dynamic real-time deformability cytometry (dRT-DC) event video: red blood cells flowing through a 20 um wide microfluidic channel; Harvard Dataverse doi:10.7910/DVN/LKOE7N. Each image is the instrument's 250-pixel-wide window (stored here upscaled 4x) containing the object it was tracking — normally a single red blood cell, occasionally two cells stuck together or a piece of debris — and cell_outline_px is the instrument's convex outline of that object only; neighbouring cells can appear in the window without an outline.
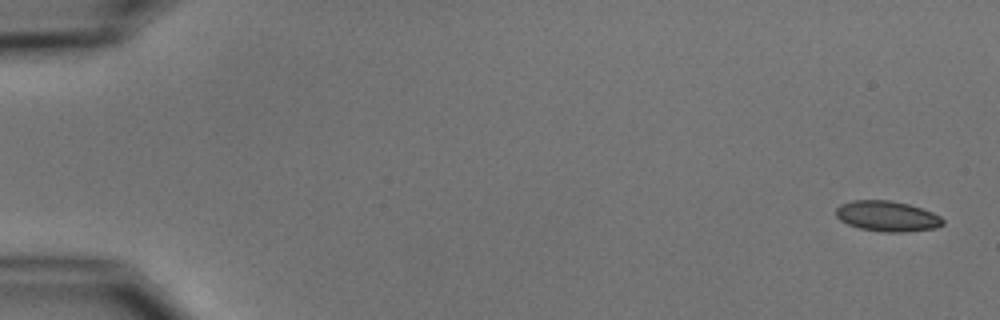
{"species": "common noctule bat (a hibernating species)", "species_latin": "Nyctalus noctula", "temperature_condition": "cold", "stored_images_in_passage": 8, "camera_frame_rate_fps": 3000, "um_per_image_px": 0.085, "animal": {"sex": "male", "body_mass_g": 15.6}, "frame": {"image": 1, "passage_image": 1, "time_ms": 0.0, "image_size_px": [1000, 320], "cell_outline_px": [[944, 224], [936, 228], [904, 232], [880, 232], [860, 228], [848, 224], [840, 220], [836, 216], [836, 208], [840, 204], [852, 200], [892, 200], [908, 204], [932, 212], [940, 216], [944, 220]], "centroid_in_image_um": [75.41, 18.37], "position_along_channel_um": 9.6, "area_um2": 19.07}}
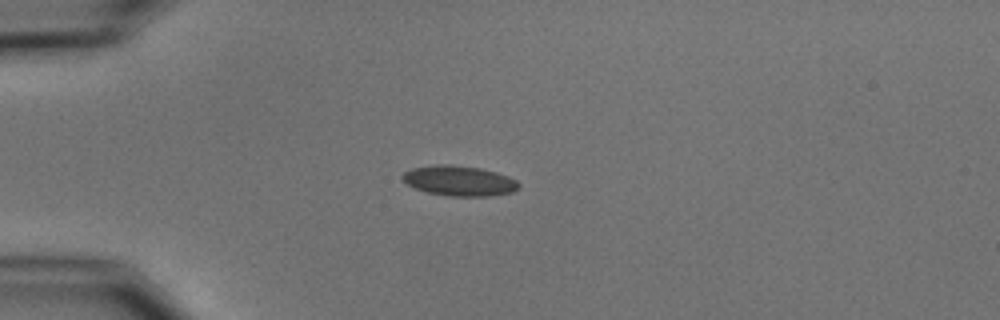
{"frame": {"image": 2, "passage_image": 4, "time_ms": 4.333, "image_size_px": [1000, 320], "cell_outline_px": [[520, 188], [512, 192], [488, 196], [448, 196], [428, 192], [416, 188], [408, 184], [400, 176], [404, 172], [412, 168], [436, 164], [452, 164], [480, 168], [496, 172], [508, 176], [516, 180], [520, 184]], "centroid_in_image_um": [39.05, 15.36], "position_along_channel_um": 46.0, "area_um2": 20.46}}